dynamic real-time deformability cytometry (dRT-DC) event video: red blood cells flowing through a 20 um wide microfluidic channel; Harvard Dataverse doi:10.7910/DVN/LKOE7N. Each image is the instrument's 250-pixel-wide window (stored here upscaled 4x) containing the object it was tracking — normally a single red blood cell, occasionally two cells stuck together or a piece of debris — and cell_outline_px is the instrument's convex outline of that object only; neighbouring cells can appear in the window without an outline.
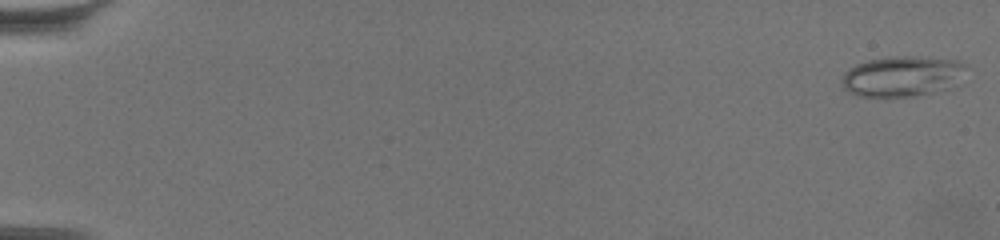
{"species": "common noctule bat (a hibernating species)", "species_latin": "Nyctalus noctula", "temperature_condition": "warm", "stored_images_in_passage": 62, "camera_frame_rate_fps": 3000, "um_per_image_px": 0.085, "animal": {"sex": "female", "body_mass_g": 19.5, "forearm_length_mm": 54.1}, "frame": {"image": 1, "passage_image": 1, "time_ms": 0.0, "image_size_px": [1000, 240], "cell_outline_px": [[964, 64], [948, 88], [912, 96], [860, 96], [848, 92], [844, 88], [844, 72], [856, 64], [868, 60], [896, 56], [904, 56], [956, 60]], "centroid_in_image_um": [76.55, 6.48], "position_along_channel_um": 8.4, "area_um2": 27.92}}
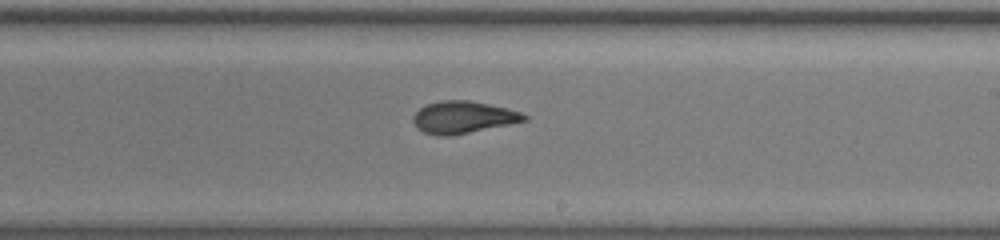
{"frame": {"image": 2, "passage_image": 39, "time_ms": 12.667, "image_size_px": [1000, 240], "cell_outline_px": [[528, 120], [452, 136], [440, 136], [424, 132], [416, 128], [412, 120], [412, 116], [420, 108], [428, 104], [440, 100], [468, 100], [488, 104], [520, 112], [528, 116]], "centroid_in_image_um": [39.33, 9.97], "position_along_channel_um": 249.7, "area_um2": 20.69}}
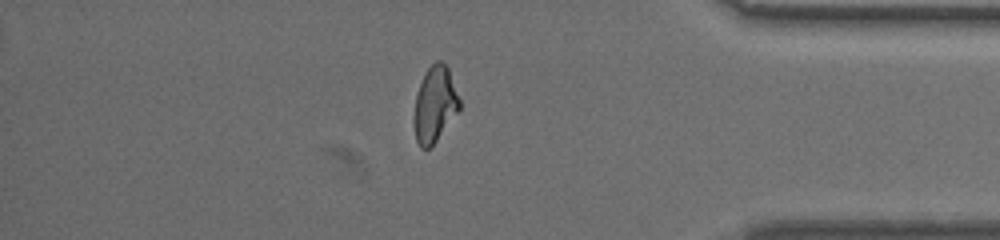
{"frame": {"image": 3, "passage_image": 54, "time_ms": 17.667, "image_size_px": [1000, 240], "cell_outline_px": [[460, 108], [436, 140], [428, 148], [420, 148], [416, 140], [412, 120], [416, 96], [420, 84], [428, 68], [436, 60], [440, 60], [448, 68], [460, 100]], "centroid_in_image_um": [36.93, 8.88], "position_along_channel_um": 398.3, "area_um2": 19.77}, "authors_computed_cell_mechanics": {"area_um2": 21.1259, "velocity_mm_per_s": 3.4172, "shape_relaxation_time_tau1_ms": 8.0603, "shape_relaxation_time_tau2_ms": 2.0884, "deformation_change_tau1": 0.2262, "deformation_change_tau2": 0.0791}}